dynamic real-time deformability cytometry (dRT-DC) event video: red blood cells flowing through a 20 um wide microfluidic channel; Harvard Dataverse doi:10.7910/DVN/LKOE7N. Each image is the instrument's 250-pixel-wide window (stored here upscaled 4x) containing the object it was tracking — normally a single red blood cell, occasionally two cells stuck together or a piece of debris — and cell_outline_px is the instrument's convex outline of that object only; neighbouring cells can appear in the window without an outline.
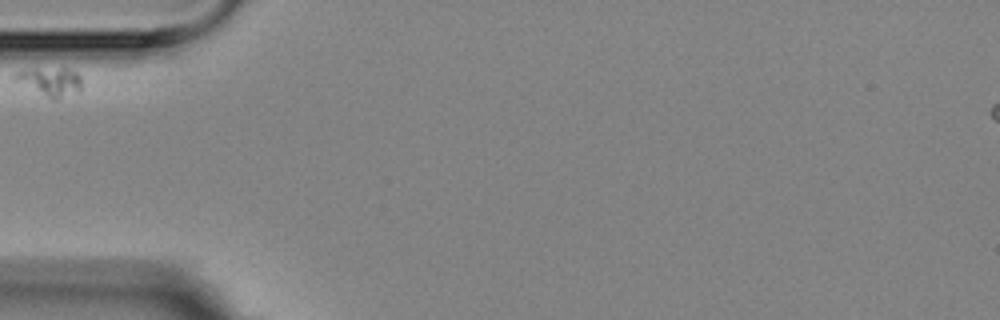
{"species": "Egyptian fruit bat (a non-hibernating species)", "species_latin": "Rousettus aegyptiacus", "temperature_condition": "room temperature", "stored_images_in_passage": 3, "camera_frame_rate_fps": 3000, "um_per_image_px": 0.085, "animal": {"sex": "female"}, "frame": {"image": 1, "passage_image": 1, "time_ms": 0.0, "image_size_px": [1000, 320], "cell_outline_px": [[80, 92], [60, 100], [52, 100], [12, 80], [12, 76], [16, 72], [24, 68], [68, 68], [76, 72], [80, 76]], "centroid_in_image_um": [4.23, 6.94], "position_along_channel_um": 80.8, "area_um2": 11.68}}
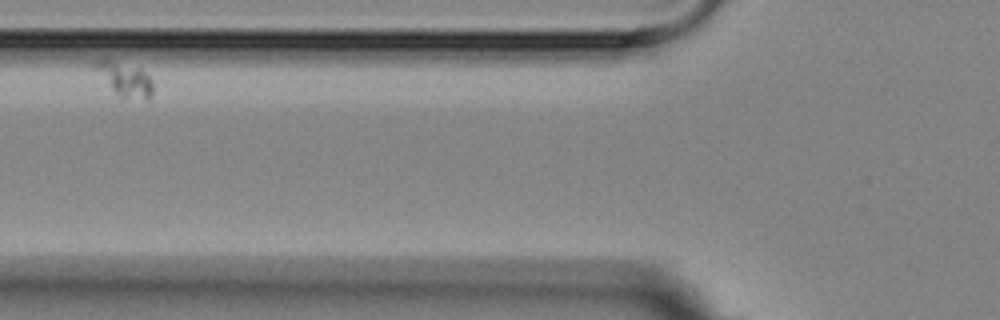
{"frame": {"image": 2, "passage_image": 2, "time_ms": 1.333, "image_size_px": [1000, 320], "cell_outline_px": [[152, 96], [148, 100], [116, 96], [92, 64], [92, 60], [108, 60], [140, 68], [152, 80]], "centroid_in_image_um": [10.62, 6.76], "position_along_channel_um": 115.2, "area_um2": 11.21}}